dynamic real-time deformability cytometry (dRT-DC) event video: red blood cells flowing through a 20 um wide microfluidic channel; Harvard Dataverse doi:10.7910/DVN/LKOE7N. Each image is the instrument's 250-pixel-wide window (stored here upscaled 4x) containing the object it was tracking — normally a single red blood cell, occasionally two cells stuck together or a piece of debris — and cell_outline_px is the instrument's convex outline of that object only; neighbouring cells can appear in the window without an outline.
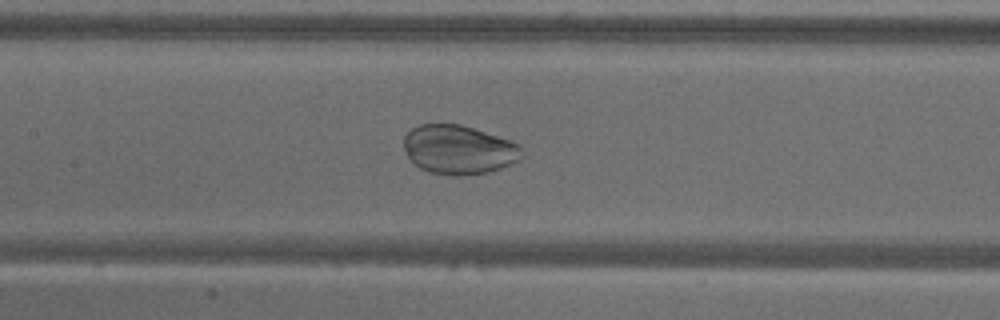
{"species": "common noctule bat (a hibernating species)", "species_latin": "Nyctalus noctula", "temperature_condition": "warm", "stored_images_in_passage": 49, "camera_frame_rate_fps": 3000, "um_per_image_px": 0.085, "animal": {"sex": "male", "body_mass_g": 18.8}, "frame": {"image": 1, "passage_image": 25, "time_ms": 8.0, "image_size_px": [1000, 320], "cell_outline_px": [[524, 156], [520, 160], [500, 168], [488, 172], [460, 176], [456, 176], [428, 172], [412, 164], [404, 148], [404, 136], [412, 128], [420, 124], [460, 124], [512, 140], [520, 144]], "centroid_in_image_um": [39.01, 12.72], "position_along_channel_um": 168.4, "area_um2": 34.04}}
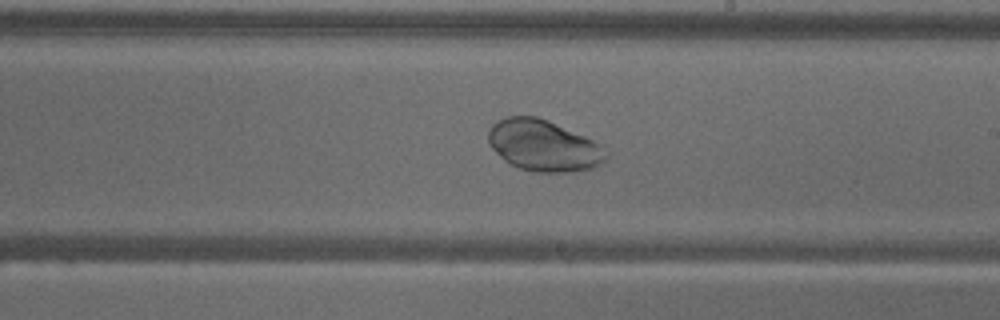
{"frame": {"image": 2, "passage_image": 31, "time_ms": 10.0, "image_size_px": [1000, 320], "cell_outline_px": [[608, 156], [600, 164], [592, 168], [572, 172], [536, 172], [520, 168], [504, 160], [492, 148], [488, 140], [488, 128], [492, 124], [504, 116], [536, 116], [548, 120], [604, 144]], "centroid_in_image_um": [46.22, 12.36], "position_along_channel_um": 242.8, "area_um2": 35.43}}
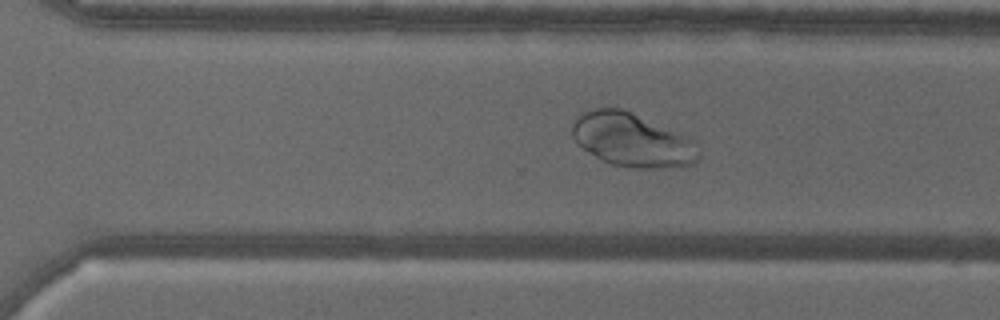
{"frame": {"image": 3, "passage_image": 37, "time_ms": 12.0, "image_size_px": [1000, 320], "cell_outline_px": [[700, 156], [696, 164], [668, 168], [636, 168], [612, 164], [596, 156], [576, 144], [572, 136], [572, 124], [576, 116], [580, 112], [588, 108], [624, 108], [692, 136], [700, 144]], "centroid_in_image_um": [53.81, 11.87], "position_along_channel_um": 316.8, "area_um2": 40.81}}